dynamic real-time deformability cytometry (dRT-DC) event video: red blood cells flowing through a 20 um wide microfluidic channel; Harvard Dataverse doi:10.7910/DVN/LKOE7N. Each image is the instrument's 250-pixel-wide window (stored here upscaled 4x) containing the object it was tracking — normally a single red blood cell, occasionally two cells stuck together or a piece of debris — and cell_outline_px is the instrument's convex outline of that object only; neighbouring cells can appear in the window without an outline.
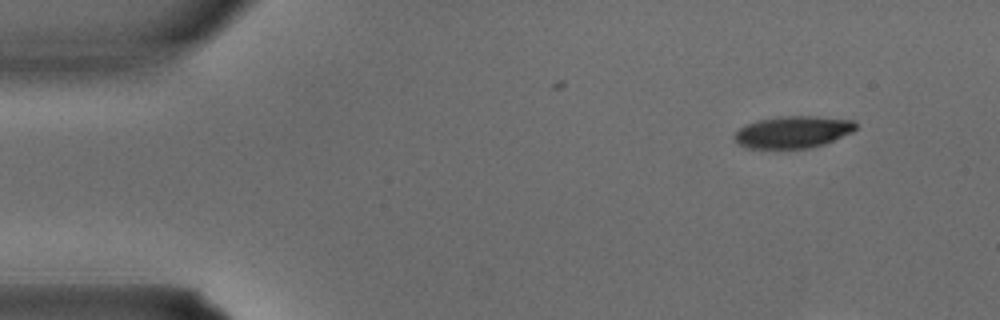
{"species": "common noctule bat (a hibernating species)", "species_latin": "Nyctalus noctula", "temperature_condition": "warm", "stored_images_in_passage": 3, "camera_frame_rate_fps": 3000, "um_per_image_px": 0.085, "animal": {"sex": "male", "body_mass_g": 15.6}, "frame": {"image": 1, "passage_image": 1, "time_ms": 0.0, "image_size_px": [1000, 320], "cell_outline_px": [[856, 128], [852, 132], [824, 144], [808, 148], [744, 148], [732, 136], [740, 128], [748, 124], [760, 120], [784, 116], [816, 116], [852, 120], [856, 124]], "centroid_in_image_um": [67.4, 11.22], "position_along_channel_um": 17.6, "area_um2": 22.31}}